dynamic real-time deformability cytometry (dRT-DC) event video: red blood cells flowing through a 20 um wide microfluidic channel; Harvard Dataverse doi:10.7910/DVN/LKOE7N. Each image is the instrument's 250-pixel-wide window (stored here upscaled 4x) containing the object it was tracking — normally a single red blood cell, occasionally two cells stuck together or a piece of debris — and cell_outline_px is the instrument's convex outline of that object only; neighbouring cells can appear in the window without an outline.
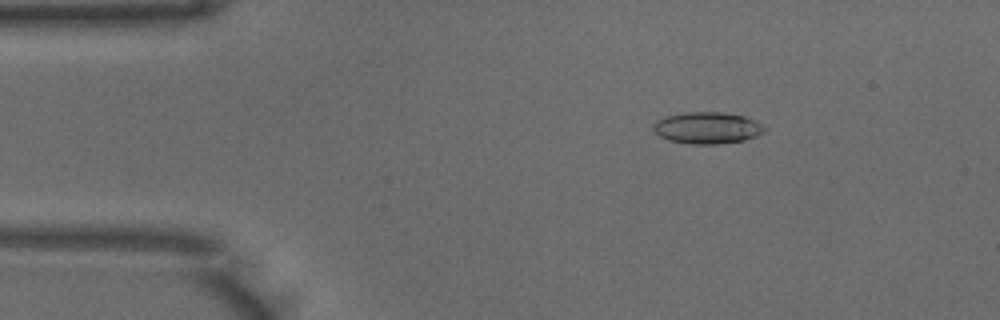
{"species": "common noctule bat (a hibernating species)", "species_latin": "Nyctalus noctula", "temperature_condition": "warm", "stored_images_in_passage": 50, "camera_frame_rate_fps": 3000, "um_per_image_px": 0.085, "animal": {"sex": "male", "body_mass_g": 18.8}, "frame": {"image": 1, "passage_image": 8, "time_ms": 2.333, "image_size_px": [1000, 320], "cell_outline_px": [[768, 128], [764, 132], [756, 136], [744, 140], [716, 144], [692, 144], [668, 140], [660, 136], [652, 128], [652, 124], [656, 120], [668, 116], [684, 112], [720, 112], [744, 116]], "centroid_in_image_um": [60.1, 10.87], "position_along_channel_um": 24.9, "area_um2": 20.4}}
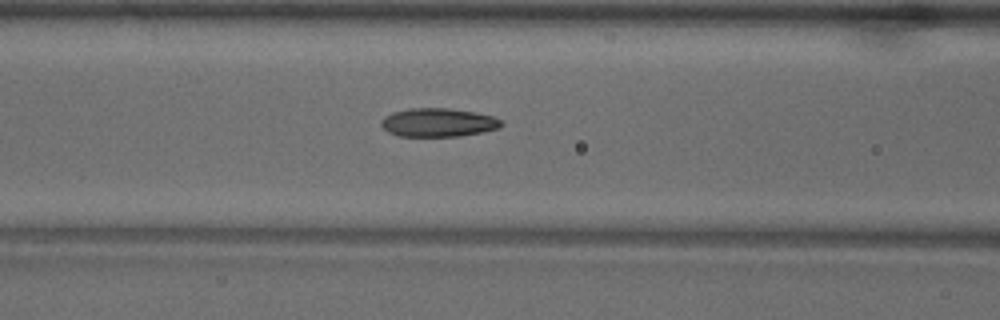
{"frame": {"image": 2, "passage_image": 20, "time_ms": 6.333, "image_size_px": [1000, 320], "cell_outline_px": [[504, 124], [500, 128], [460, 136], [400, 136], [388, 132], [380, 124], [380, 120], [384, 116], [392, 112], [408, 108], [448, 108], [476, 112], [492, 116], [500, 120]], "centroid_in_image_um": [37.22, 10.4], "position_along_channel_um": 129.4, "area_um2": 20.06}}
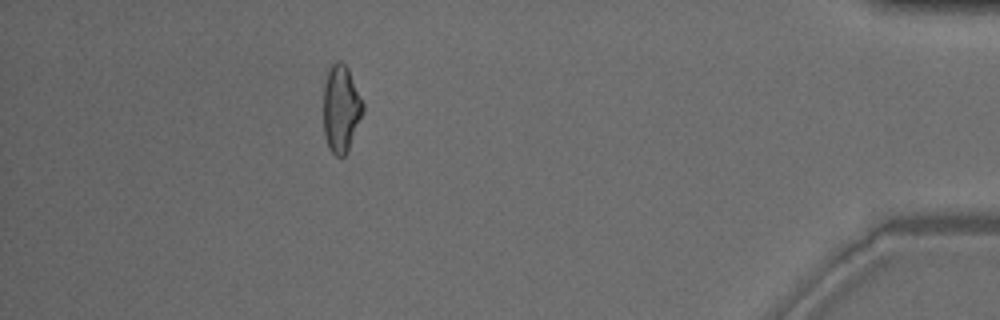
{"frame": {"image": 3, "passage_image": 45, "time_ms": 14.667, "image_size_px": [1000, 320], "cell_outline_px": [[364, 112], [348, 152], [344, 156], [336, 156], [328, 148], [324, 136], [324, 84], [328, 68], [336, 60], [340, 60], [348, 68], [364, 104]], "centroid_in_image_um": [28.99, 9.25], "position_along_channel_um": 406.2, "area_um2": 20.35}, "authors_computed_cell_mechanics": {"area_um2": 20.23, "velocity_mm_per_s": 3.9933, "shape_relaxation_time_tau1_ms": null, "shape_relaxation_time_tau2_ms": 2.2852, "deformation_change_tau1": null, "deformation_change_tau2": 0.0979}}